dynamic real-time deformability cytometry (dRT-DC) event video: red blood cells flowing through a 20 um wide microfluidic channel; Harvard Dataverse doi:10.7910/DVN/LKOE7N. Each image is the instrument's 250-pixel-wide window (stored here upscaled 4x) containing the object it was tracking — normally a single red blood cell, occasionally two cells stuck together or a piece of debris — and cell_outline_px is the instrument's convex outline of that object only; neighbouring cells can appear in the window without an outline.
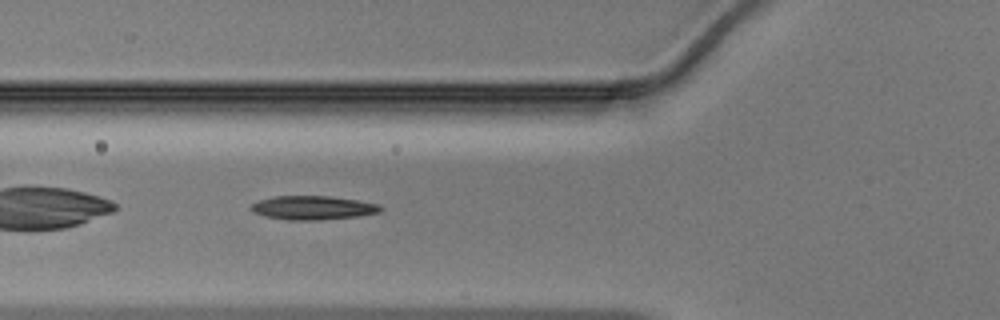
{"species": "Egyptian fruit bat (a non-hibernating species)", "species_latin": "Rousettus aegyptiacus", "temperature_condition": "warm", "stored_images_in_passage": 28, "camera_frame_rate_fps": 3000, "um_per_image_px": 0.085, "animal": {"sex": "male"}, "frame": {"image": 1, "passage_image": 4, "time_ms": 1.0, "image_size_px": [1000, 320], "cell_outline_px": [[384, 208], [380, 212], [360, 216], [316, 220], [288, 220], [264, 216], [252, 212], [248, 208], [252, 204], [260, 200], [276, 196], [328, 196], [356, 200], [380, 204]], "centroid_in_image_um": [26.6, 17.66], "position_along_channel_um": 99.2, "area_um2": 18.03}}
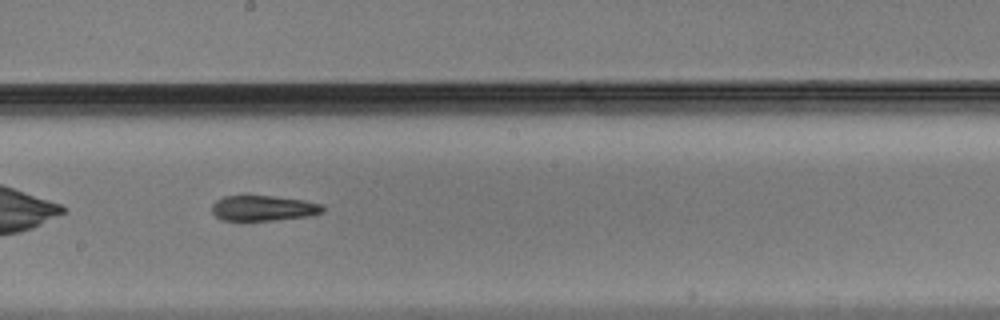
{"frame": {"image": 2, "passage_image": 13, "time_ms": 4.0, "image_size_px": [1000, 320], "cell_outline_px": [[324, 212], [308, 216], [272, 220], [224, 220], [216, 216], [212, 212], [212, 204], [216, 200], [224, 196], [272, 196], [304, 200], [324, 204]], "centroid_in_image_um": [22.41, 17.68], "position_along_channel_um": 225.8, "area_um2": 16.3}}
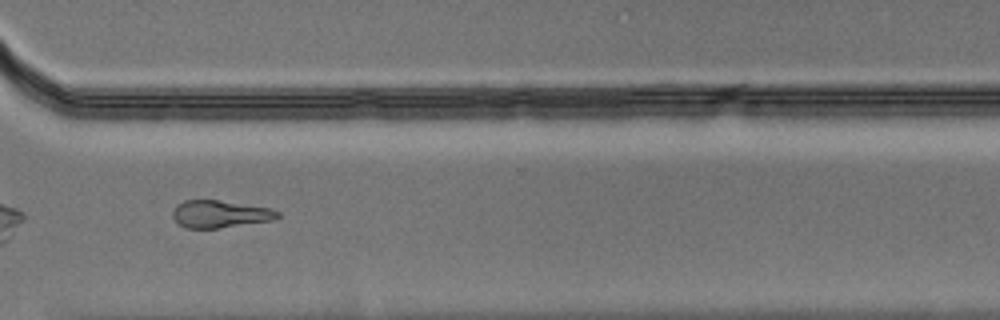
{"frame": {"image": 3, "passage_image": 22, "time_ms": 7.0, "image_size_px": [1000, 320], "cell_outline_px": [[280, 216], [276, 220], [216, 228], [184, 228], [176, 224], [172, 216], [172, 212], [176, 204], [184, 200], [216, 200], [272, 208], [280, 212]], "centroid_in_image_um": [18.68, 18.2], "position_along_channel_um": 351.9, "area_um2": 16.94}}